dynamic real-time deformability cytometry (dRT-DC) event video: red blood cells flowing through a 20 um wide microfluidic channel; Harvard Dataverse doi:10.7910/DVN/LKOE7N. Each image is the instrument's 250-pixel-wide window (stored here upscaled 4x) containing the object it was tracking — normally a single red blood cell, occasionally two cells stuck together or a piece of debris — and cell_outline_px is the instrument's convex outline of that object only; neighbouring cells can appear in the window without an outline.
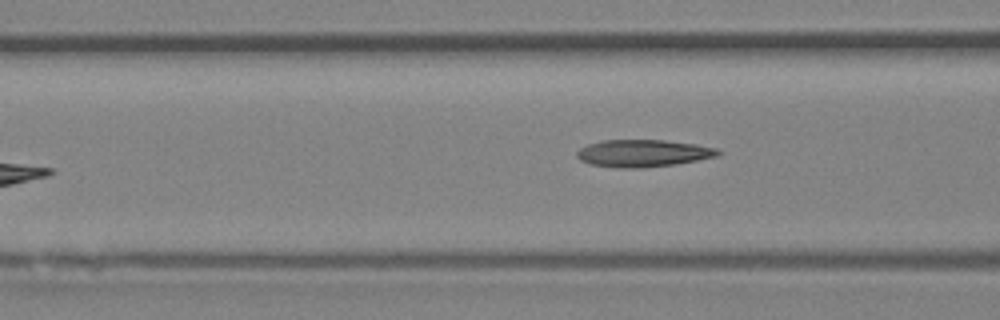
{"species": "Egyptian fruit bat (a non-hibernating species)", "species_latin": "Rousettus aegyptiacus", "temperature_condition": "room temperature", "stored_images_in_passage": 6, "camera_frame_rate_fps": 3000, "um_per_image_px": 0.085, "animal": {"sex": "female"}, "frame": {"image": 1, "passage_image": 6, "time_ms": 1.667, "image_size_px": [1000, 320], "cell_outline_px": [[720, 152], [716, 156], [676, 164], [640, 168], [620, 168], [588, 164], [580, 160], [576, 156], [576, 152], [580, 148], [588, 144], [600, 140], [664, 140], [696, 144], [716, 148]], "centroid_in_image_um": [54.6, 13.02], "position_along_channel_um": 112.0, "area_um2": 22.37}}